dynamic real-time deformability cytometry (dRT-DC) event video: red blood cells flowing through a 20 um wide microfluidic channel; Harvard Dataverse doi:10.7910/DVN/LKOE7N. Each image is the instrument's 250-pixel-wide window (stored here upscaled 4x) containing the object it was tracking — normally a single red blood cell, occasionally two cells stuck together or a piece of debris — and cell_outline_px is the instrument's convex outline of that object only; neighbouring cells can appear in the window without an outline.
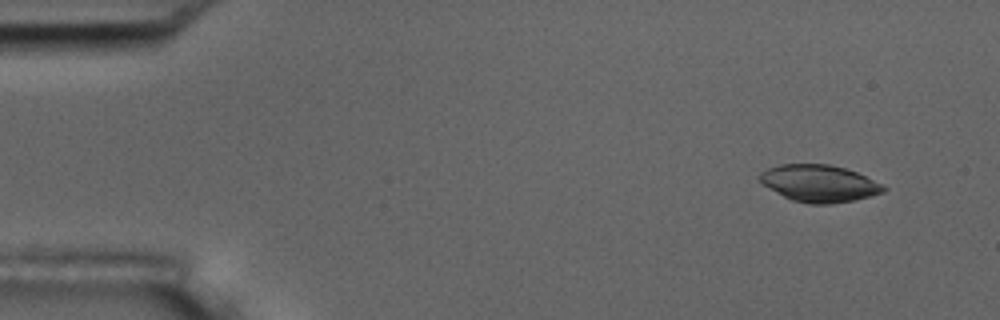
{"species": "common noctule bat (a hibernating species)", "species_latin": "Nyctalus noctula", "temperature_condition": "room temperature", "stored_images_in_passage": 5, "camera_frame_rate_fps": 3000, "um_per_image_px": 0.085, "animal": {"sex": "male", "body_mass_g": 17.5, "forearm_length_mm": 52.3}, "frame": {"image": 1, "passage_image": 2, "time_ms": 1.333, "image_size_px": [1000, 320], "cell_outline_px": [[888, 188], [884, 192], [872, 196], [856, 200], [832, 204], [808, 204], [792, 200], [784, 196], [764, 184], [760, 180], [760, 172], [768, 168], [780, 164], [828, 164], [844, 168], [856, 172]], "centroid_in_image_um": [69.65, 15.6], "position_along_channel_um": 15.3, "area_um2": 26.47}}
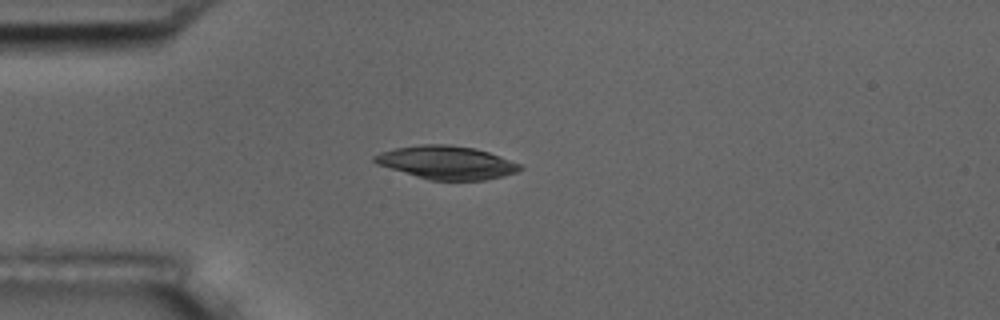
{"frame": {"image": 2, "passage_image": 5, "time_ms": 4.667, "image_size_px": [1000, 320], "cell_outline_px": [[524, 168], [516, 172], [504, 176], [484, 180], [428, 180], [376, 164], [372, 160], [372, 156], [380, 152], [396, 148], [420, 144], [448, 144], [476, 148], [500, 156], [520, 164]], "centroid_in_image_um": [37.95, 13.81], "position_along_channel_um": 47.1, "area_um2": 28.26}}